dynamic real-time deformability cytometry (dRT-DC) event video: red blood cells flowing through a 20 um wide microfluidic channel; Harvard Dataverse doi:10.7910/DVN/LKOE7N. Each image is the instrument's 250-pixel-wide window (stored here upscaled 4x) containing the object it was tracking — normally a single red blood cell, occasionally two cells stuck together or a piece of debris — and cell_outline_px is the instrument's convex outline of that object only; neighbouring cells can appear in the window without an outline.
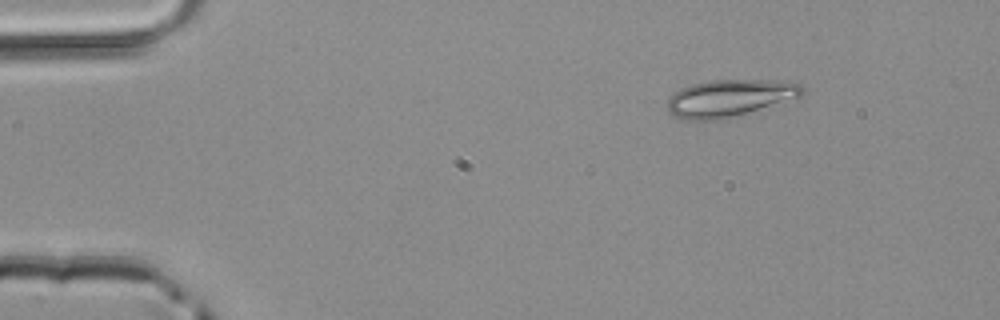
{"species": "common noctule bat (a hibernating species)", "species_latin": "Nyctalus noctula", "temperature_condition": "room temperature", "stored_images_in_passage": 42, "camera_frame_rate_fps": 3000, "um_per_image_px": 0.085, "animal": {"sex": "male", "body_mass_g": 20.4}, "frame": {"image": 1, "passage_image": 1, "time_ms": 0.0, "image_size_px": [1000, 320], "cell_outline_px": [[804, 92], [800, 96], [728, 120], [684, 120], [668, 112], [668, 96], [680, 88], [692, 84], [708, 80], [788, 80], [800, 84], [804, 88]], "centroid_in_image_um": [62.01, 8.34], "position_along_channel_um": 23.0, "area_um2": 29.71}}
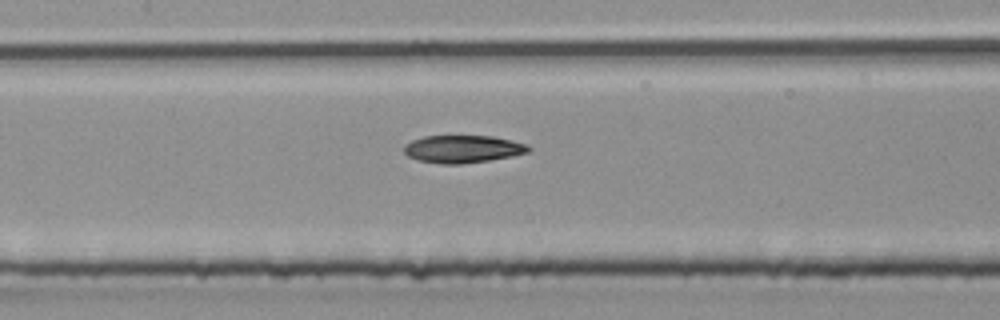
{"frame": {"image": 2, "passage_image": 17, "time_ms": 5.333, "image_size_px": [1000, 320], "cell_outline_px": [[532, 148], [528, 152], [512, 156], [488, 160], [460, 164], [440, 164], [420, 160], [408, 156], [404, 152], [404, 144], [412, 140], [424, 136], [492, 136], [512, 140], [528, 144]], "centroid_in_image_um": [39.35, 12.66], "position_along_channel_um": 168.1, "area_um2": 20.0}}
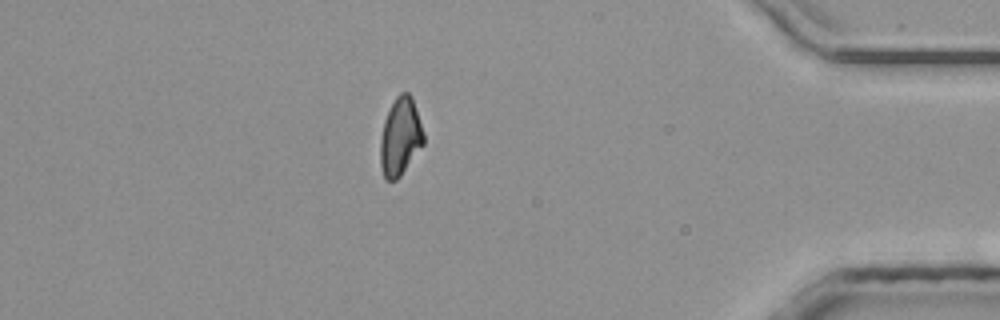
{"frame": {"image": 3, "passage_image": 36, "time_ms": 11.667, "image_size_px": [1000, 320], "cell_outline_px": [[424, 144], [400, 176], [396, 180], [388, 180], [384, 176], [380, 168], [380, 136], [384, 120], [396, 96], [400, 92], [408, 92], [412, 96], [424, 132]], "centroid_in_image_um": [34.02, 11.62], "position_along_channel_um": 401.2, "area_um2": 19.71}}